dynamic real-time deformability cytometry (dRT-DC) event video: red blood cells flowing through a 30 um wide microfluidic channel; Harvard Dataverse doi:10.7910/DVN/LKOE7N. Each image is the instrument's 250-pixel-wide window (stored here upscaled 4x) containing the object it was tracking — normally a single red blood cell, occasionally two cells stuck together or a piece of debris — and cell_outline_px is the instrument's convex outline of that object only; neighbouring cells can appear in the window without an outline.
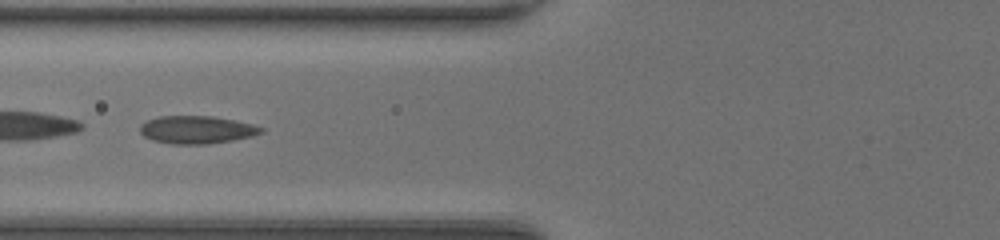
{"species": "common noctule bat (a hibernating species)", "species_latin": "Nyctalus noctula", "temperature_condition": "room temperature", "stored_images_in_passage": 32, "camera_frame_rate_fps": 3000, "um_per_image_px": 0.085, "animal": {"sex": "female", "body_mass_g": 20.0, "forearm_length_mm": 54.0}, "frame": {"image": 1, "passage_image": 5, "time_ms": 1.333, "image_size_px": [1000, 240], "cell_outline_px": [[264, 132], [252, 136], [232, 140], [208, 144], [172, 144], [152, 140], [144, 136], [140, 132], [140, 124], [148, 120], [160, 116], [212, 116], [252, 124], [264, 128]], "centroid_in_image_um": [16.71, 11.03], "position_along_channel_um": 109.1, "area_um2": 19.54}}
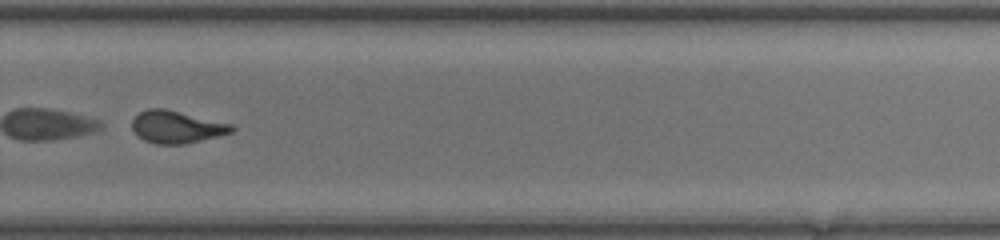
{"frame": {"image": 2, "passage_image": 19, "time_ms": 6.0, "image_size_px": [1000, 240], "cell_outline_px": [[236, 128], [232, 132], [184, 144], [156, 144], [144, 140], [136, 136], [132, 128], [132, 120], [140, 112], [148, 108], [168, 108], [232, 124]], "centroid_in_image_um": [14.99, 10.77], "position_along_channel_um": 314.8, "area_um2": 18.9}, "authors_computed_cell_mechanics": {"area_um2": 19.5653, "velocity_mm_per_s": 4.4239, "shape_relaxation_time_tau1_ms": 6.4812, "shape_relaxation_time_tau2_ms": 0.9841, "deformation_change_tau1": 0.1707, "deformation_change_tau2": 0.0546}}